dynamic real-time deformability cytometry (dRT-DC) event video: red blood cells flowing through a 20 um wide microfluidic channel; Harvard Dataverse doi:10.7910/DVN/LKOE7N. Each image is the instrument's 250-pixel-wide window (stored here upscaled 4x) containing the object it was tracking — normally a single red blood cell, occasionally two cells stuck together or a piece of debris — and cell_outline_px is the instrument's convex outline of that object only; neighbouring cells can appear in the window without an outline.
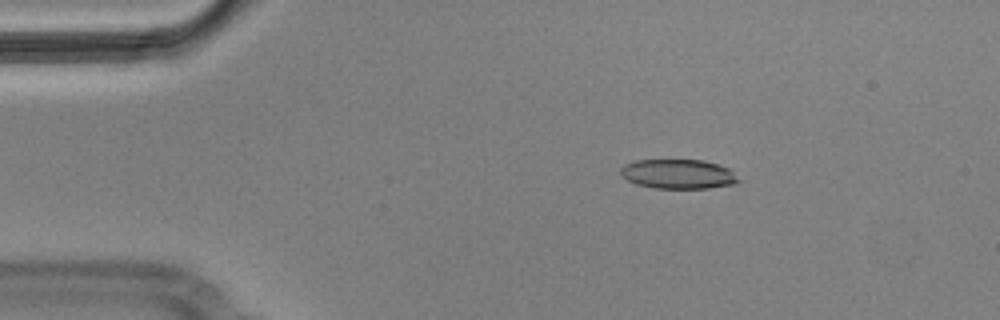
{"species": "Egyptian fruit bat (a non-hibernating species)", "species_latin": "Rousettus aegyptiacus", "temperature_condition": "cold", "stored_images_in_passage": 5, "camera_frame_rate_fps": 3000, "um_per_image_px": 0.085, "animal": {"sex": "male"}, "frame": {"image": 1, "passage_image": 3, "time_ms": 0.667, "image_size_px": [1000, 320], "cell_outline_px": [[740, 180], [732, 184], [708, 188], [652, 188], [636, 184], [628, 180], [620, 172], [620, 168], [624, 164], [636, 160], [704, 160], [728, 168]], "centroid_in_image_um": [57.61, 14.79], "position_along_channel_um": 27.4, "area_um2": 20.06}}
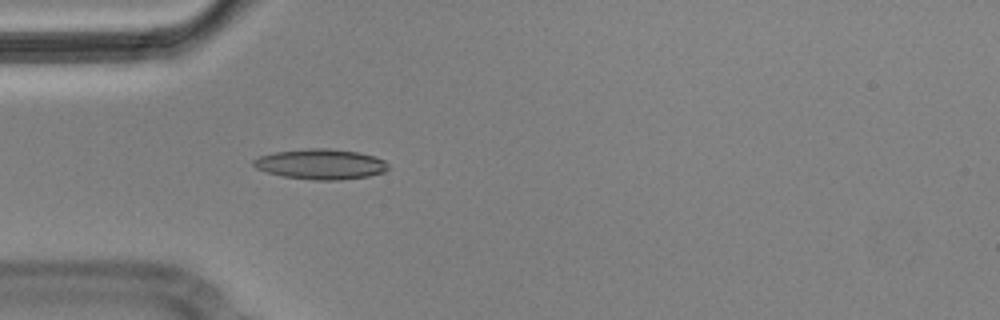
{"frame": {"image": 2, "passage_image": 5, "time_ms": 1.333, "image_size_px": [1000, 320], "cell_outline_px": [[388, 168], [384, 172], [368, 176], [340, 180], [312, 180], [284, 176], [268, 172], [256, 168], [252, 164], [252, 160], [260, 156], [276, 152], [308, 148], [328, 148], [360, 152], [384, 160], [388, 164]], "centroid_in_image_um": [27.27, 13.95], "position_along_channel_um": 57.7, "area_um2": 23.7}}